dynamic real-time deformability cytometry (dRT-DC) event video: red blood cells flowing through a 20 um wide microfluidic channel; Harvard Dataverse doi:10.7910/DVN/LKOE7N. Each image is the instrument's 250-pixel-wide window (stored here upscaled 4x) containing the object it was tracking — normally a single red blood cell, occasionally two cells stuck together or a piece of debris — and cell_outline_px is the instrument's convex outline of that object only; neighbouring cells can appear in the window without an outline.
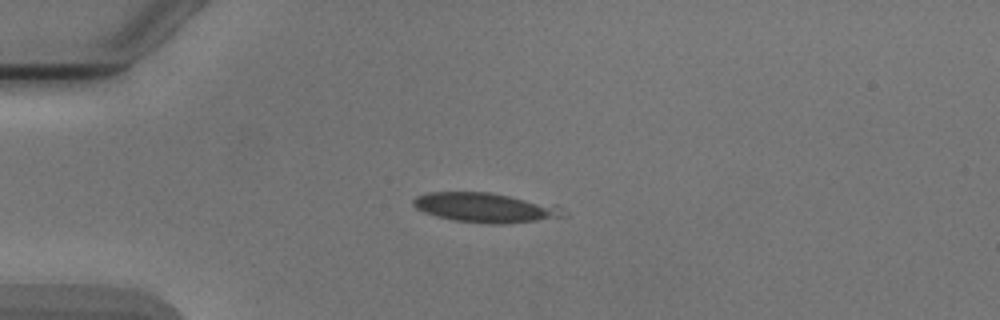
{"species": "Egyptian fruit bat (a non-hibernating species)", "species_latin": "Rousettus aegyptiacus", "temperature_condition": "cold", "stored_images_in_passage": 5, "camera_frame_rate_fps": 3000, "um_per_image_px": 0.085, "animal": {"sex": "male"}, "frame": {"image": 1, "passage_image": 4, "time_ms": 4.667, "image_size_px": [1000, 320], "cell_outline_px": [[568, 216], [508, 224], [488, 224], [452, 220], [436, 216], [424, 212], [416, 208], [412, 204], [412, 200], [416, 196], [428, 192], [488, 192], [556, 204], [568, 212]], "centroid_in_image_um": [41.3, 17.65], "position_along_channel_um": 43.7, "area_um2": 26.24}}